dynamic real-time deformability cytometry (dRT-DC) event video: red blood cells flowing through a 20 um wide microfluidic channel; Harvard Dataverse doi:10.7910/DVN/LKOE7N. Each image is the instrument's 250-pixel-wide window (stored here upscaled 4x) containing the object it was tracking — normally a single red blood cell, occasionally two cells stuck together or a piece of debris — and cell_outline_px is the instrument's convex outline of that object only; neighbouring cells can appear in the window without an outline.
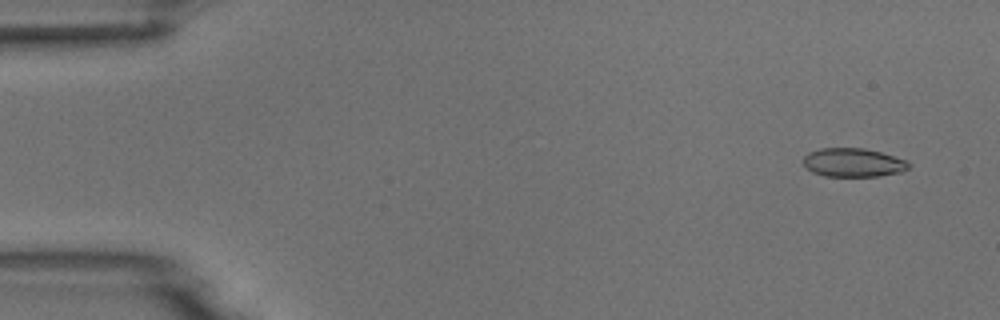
{"species": "common noctule bat (a hibernating species)", "species_latin": "Nyctalus noctula", "temperature_condition": "room temperature", "stored_images_in_passage": 5, "camera_frame_rate_fps": 3000, "um_per_image_px": 0.085, "animal": {"sex": "male", "body_mass_g": 18.8}, "frame": {"image": 1, "passage_image": 1, "time_ms": 0.0, "image_size_px": [1000, 320], "cell_outline_px": [[912, 164], [908, 168], [900, 172], [880, 176], [824, 176], [812, 172], [804, 164], [804, 156], [808, 152], [820, 148], [864, 148], [880, 152], [904, 160]], "centroid_in_image_um": [72.5, 13.82], "position_along_channel_um": 12.5, "area_um2": 17.51}}
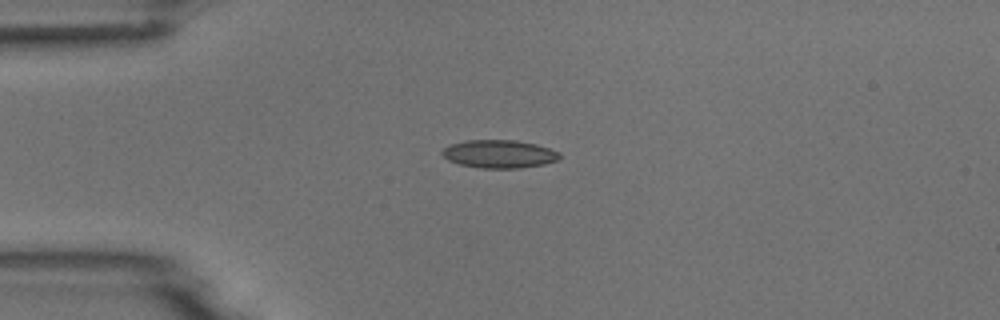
{"frame": {"image": 2, "passage_image": 4, "time_ms": 3.333, "image_size_px": [1000, 320], "cell_outline_px": [[560, 156], [556, 160], [544, 164], [520, 168], [480, 168], [460, 164], [448, 160], [440, 152], [448, 144], [468, 140], [516, 140], [536, 144], [560, 152]], "centroid_in_image_um": [42.41, 13.08], "position_along_channel_um": 42.6, "area_um2": 19.19}}